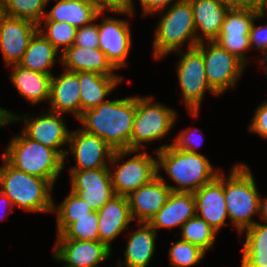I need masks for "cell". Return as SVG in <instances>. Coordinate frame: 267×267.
<instances>
[{"instance_id": "cell-1", "label": "cell", "mask_w": 267, "mask_h": 267, "mask_svg": "<svg viewBox=\"0 0 267 267\" xmlns=\"http://www.w3.org/2000/svg\"><path fill=\"white\" fill-rule=\"evenodd\" d=\"M136 115V96L107 100L79 117L84 131L97 135L114 150H130V138Z\"/></svg>"}, {"instance_id": "cell-2", "label": "cell", "mask_w": 267, "mask_h": 267, "mask_svg": "<svg viewBox=\"0 0 267 267\" xmlns=\"http://www.w3.org/2000/svg\"><path fill=\"white\" fill-rule=\"evenodd\" d=\"M158 172L162 167L176 186L168 185L175 192H196L213 181L216 169L201 153H189L176 149L172 144H164L155 151Z\"/></svg>"}, {"instance_id": "cell-3", "label": "cell", "mask_w": 267, "mask_h": 267, "mask_svg": "<svg viewBox=\"0 0 267 267\" xmlns=\"http://www.w3.org/2000/svg\"><path fill=\"white\" fill-rule=\"evenodd\" d=\"M224 175L225 204L228 218L240 235L256 223L252 218L259 214V192L249 166L241 163Z\"/></svg>"}, {"instance_id": "cell-4", "label": "cell", "mask_w": 267, "mask_h": 267, "mask_svg": "<svg viewBox=\"0 0 267 267\" xmlns=\"http://www.w3.org/2000/svg\"><path fill=\"white\" fill-rule=\"evenodd\" d=\"M3 158L18 170L46 179L53 187L65 168L64 159L54 149L28 138L22 131L11 139Z\"/></svg>"}, {"instance_id": "cell-5", "label": "cell", "mask_w": 267, "mask_h": 267, "mask_svg": "<svg viewBox=\"0 0 267 267\" xmlns=\"http://www.w3.org/2000/svg\"><path fill=\"white\" fill-rule=\"evenodd\" d=\"M2 159L0 191L10 198L14 207L30 212H52L53 186L46 179L18 170Z\"/></svg>"}, {"instance_id": "cell-6", "label": "cell", "mask_w": 267, "mask_h": 267, "mask_svg": "<svg viewBox=\"0 0 267 267\" xmlns=\"http://www.w3.org/2000/svg\"><path fill=\"white\" fill-rule=\"evenodd\" d=\"M185 42H189L188 49L199 43L190 0H179L160 18L153 41V57L160 59L168 53L180 51Z\"/></svg>"}, {"instance_id": "cell-7", "label": "cell", "mask_w": 267, "mask_h": 267, "mask_svg": "<svg viewBox=\"0 0 267 267\" xmlns=\"http://www.w3.org/2000/svg\"><path fill=\"white\" fill-rule=\"evenodd\" d=\"M150 96H136V115L130 138V150H142L144 143L161 140L172 130L176 111Z\"/></svg>"}, {"instance_id": "cell-8", "label": "cell", "mask_w": 267, "mask_h": 267, "mask_svg": "<svg viewBox=\"0 0 267 267\" xmlns=\"http://www.w3.org/2000/svg\"><path fill=\"white\" fill-rule=\"evenodd\" d=\"M137 152L139 150L127 149L115 150L113 153L110 163L117 168L113 171L110 168V176L116 195L128 196L132 191L158 176L157 158H153L148 153H142L141 150L140 153ZM131 154L135 155L126 161H119Z\"/></svg>"}, {"instance_id": "cell-9", "label": "cell", "mask_w": 267, "mask_h": 267, "mask_svg": "<svg viewBox=\"0 0 267 267\" xmlns=\"http://www.w3.org/2000/svg\"><path fill=\"white\" fill-rule=\"evenodd\" d=\"M181 56L177 63V76L182 91V98L192 116H197L200 111L201 102L207 90L218 94L209 86L207 81L205 62L202 51L196 46L187 48V51H177Z\"/></svg>"}, {"instance_id": "cell-10", "label": "cell", "mask_w": 267, "mask_h": 267, "mask_svg": "<svg viewBox=\"0 0 267 267\" xmlns=\"http://www.w3.org/2000/svg\"><path fill=\"white\" fill-rule=\"evenodd\" d=\"M197 47L203 54L209 86L218 95L235 87L246 65L214 41H201Z\"/></svg>"}, {"instance_id": "cell-11", "label": "cell", "mask_w": 267, "mask_h": 267, "mask_svg": "<svg viewBox=\"0 0 267 267\" xmlns=\"http://www.w3.org/2000/svg\"><path fill=\"white\" fill-rule=\"evenodd\" d=\"M258 14V7L229 9L225 14L220 34L213 40L245 65L249 62L245 54L250 50L249 32Z\"/></svg>"}, {"instance_id": "cell-12", "label": "cell", "mask_w": 267, "mask_h": 267, "mask_svg": "<svg viewBox=\"0 0 267 267\" xmlns=\"http://www.w3.org/2000/svg\"><path fill=\"white\" fill-rule=\"evenodd\" d=\"M63 114L49 111L42 112L38 117H28V115H14L13 121L23 120L24 128L22 132L30 139L37 141L44 146L54 149L64 160L67 149L60 148L64 144L68 145L71 130L67 129Z\"/></svg>"}, {"instance_id": "cell-13", "label": "cell", "mask_w": 267, "mask_h": 267, "mask_svg": "<svg viewBox=\"0 0 267 267\" xmlns=\"http://www.w3.org/2000/svg\"><path fill=\"white\" fill-rule=\"evenodd\" d=\"M68 146L65 158L67 159V155L71 153L76 159V164L69 169L70 171L108 167V162H111L115 151L102 138L81 128L70 133ZM69 150L72 152H69Z\"/></svg>"}, {"instance_id": "cell-14", "label": "cell", "mask_w": 267, "mask_h": 267, "mask_svg": "<svg viewBox=\"0 0 267 267\" xmlns=\"http://www.w3.org/2000/svg\"><path fill=\"white\" fill-rule=\"evenodd\" d=\"M71 191L97 212L116 194L111 181L110 168L70 171Z\"/></svg>"}, {"instance_id": "cell-15", "label": "cell", "mask_w": 267, "mask_h": 267, "mask_svg": "<svg viewBox=\"0 0 267 267\" xmlns=\"http://www.w3.org/2000/svg\"><path fill=\"white\" fill-rule=\"evenodd\" d=\"M53 257L66 263L64 267H98L111 256L105 243L99 240L57 239Z\"/></svg>"}, {"instance_id": "cell-16", "label": "cell", "mask_w": 267, "mask_h": 267, "mask_svg": "<svg viewBox=\"0 0 267 267\" xmlns=\"http://www.w3.org/2000/svg\"><path fill=\"white\" fill-rule=\"evenodd\" d=\"M37 31L38 24L33 21L7 15L0 18V50L7 66L21 61Z\"/></svg>"}, {"instance_id": "cell-17", "label": "cell", "mask_w": 267, "mask_h": 267, "mask_svg": "<svg viewBox=\"0 0 267 267\" xmlns=\"http://www.w3.org/2000/svg\"><path fill=\"white\" fill-rule=\"evenodd\" d=\"M102 20L97 24L99 48L117 70L122 69L126 66V58L132 45L130 23L127 20L107 16Z\"/></svg>"}, {"instance_id": "cell-18", "label": "cell", "mask_w": 267, "mask_h": 267, "mask_svg": "<svg viewBox=\"0 0 267 267\" xmlns=\"http://www.w3.org/2000/svg\"><path fill=\"white\" fill-rule=\"evenodd\" d=\"M220 169L218 176L208 184L193 193L196 215L204 219L218 232L228 218L224 193V173Z\"/></svg>"}, {"instance_id": "cell-19", "label": "cell", "mask_w": 267, "mask_h": 267, "mask_svg": "<svg viewBox=\"0 0 267 267\" xmlns=\"http://www.w3.org/2000/svg\"><path fill=\"white\" fill-rule=\"evenodd\" d=\"M159 174L151 182L132 191L128 202L132 219L148 223L149 220L166 204L172 190Z\"/></svg>"}, {"instance_id": "cell-20", "label": "cell", "mask_w": 267, "mask_h": 267, "mask_svg": "<svg viewBox=\"0 0 267 267\" xmlns=\"http://www.w3.org/2000/svg\"><path fill=\"white\" fill-rule=\"evenodd\" d=\"M97 213L99 241L111 249V241L123 233L133 220L127 196L115 195Z\"/></svg>"}, {"instance_id": "cell-21", "label": "cell", "mask_w": 267, "mask_h": 267, "mask_svg": "<svg viewBox=\"0 0 267 267\" xmlns=\"http://www.w3.org/2000/svg\"><path fill=\"white\" fill-rule=\"evenodd\" d=\"M80 82L75 72L64 70L59 77L51 78L50 111L60 114L73 113L81 116Z\"/></svg>"}, {"instance_id": "cell-22", "label": "cell", "mask_w": 267, "mask_h": 267, "mask_svg": "<svg viewBox=\"0 0 267 267\" xmlns=\"http://www.w3.org/2000/svg\"><path fill=\"white\" fill-rule=\"evenodd\" d=\"M59 60L67 71L94 72L105 76H117V70L100 48H86L72 45L61 55Z\"/></svg>"}, {"instance_id": "cell-23", "label": "cell", "mask_w": 267, "mask_h": 267, "mask_svg": "<svg viewBox=\"0 0 267 267\" xmlns=\"http://www.w3.org/2000/svg\"><path fill=\"white\" fill-rule=\"evenodd\" d=\"M196 215L195 199L192 192L172 191L166 204L149 220L148 224L156 231L160 228L181 226Z\"/></svg>"}, {"instance_id": "cell-24", "label": "cell", "mask_w": 267, "mask_h": 267, "mask_svg": "<svg viewBox=\"0 0 267 267\" xmlns=\"http://www.w3.org/2000/svg\"><path fill=\"white\" fill-rule=\"evenodd\" d=\"M190 3L197 40L213 41L220 34L225 14L229 9L217 0H190ZM197 31H201V35Z\"/></svg>"}, {"instance_id": "cell-25", "label": "cell", "mask_w": 267, "mask_h": 267, "mask_svg": "<svg viewBox=\"0 0 267 267\" xmlns=\"http://www.w3.org/2000/svg\"><path fill=\"white\" fill-rule=\"evenodd\" d=\"M11 83L18 93L32 104L50 100L53 75L25 69L18 64L11 65Z\"/></svg>"}, {"instance_id": "cell-26", "label": "cell", "mask_w": 267, "mask_h": 267, "mask_svg": "<svg viewBox=\"0 0 267 267\" xmlns=\"http://www.w3.org/2000/svg\"><path fill=\"white\" fill-rule=\"evenodd\" d=\"M138 229L133 231L127 241L124 251V261H118L119 267H147L155 253L157 232L144 222L136 223Z\"/></svg>"}, {"instance_id": "cell-27", "label": "cell", "mask_w": 267, "mask_h": 267, "mask_svg": "<svg viewBox=\"0 0 267 267\" xmlns=\"http://www.w3.org/2000/svg\"><path fill=\"white\" fill-rule=\"evenodd\" d=\"M80 82L81 115L106 102L105 99L122 81V76H105L94 72H75Z\"/></svg>"}, {"instance_id": "cell-28", "label": "cell", "mask_w": 267, "mask_h": 267, "mask_svg": "<svg viewBox=\"0 0 267 267\" xmlns=\"http://www.w3.org/2000/svg\"><path fill=\"white\" fill-rule=\"evenodd\" d=\"M99 12L94 4L80 0H59L50 12L44 15V22H67L76 29L98 19Z\"/></svg>"}, {"instance_id": "cell-29", "label": "cell", "mask_w": 267, "mask_h": 267, "mask_svg": "<svg viewBox=\"0 0 267 267\" xmlns=\"http://www.w3.org/2000/svg\"><path fill=\"white\" fill-rule=\"evenodd\" d=\"M60 53L50 41L37 31L31 38L18 65L28 70L53 75L49 69L56 62L57 54L61 55Z\"/></svg>"}, {"instance_id": "cell-30", "label": "cell", "mask_w": 267, "mask_h": 267, "mask_svg": "<svg viewBox=\"0 0 267 267\" xmlns=\"http://www.w3.org/2000/svg\"><path fill=\"white\" fill-rule=\"evenodd\" d=\"M243 232L246 235L241 267H267V222H256Z\"/></svg>"}, {"instance_id": "cell-31", "label": "cell", "mask_w": 267, "mask_h": 267, "mask_svg": "<svg viewBox=\"0 0 267 267\" xmlns=\"http://www.w3.org/2000/svg\"><path fill=\"white\" fill-rule=\"evenodd\" d=\"M52 212L57 215V235H59L70 223L74 222V218L89 217L94 211L86 201L70 191L59 206L56 207L53 204Z\"/></svg>"}, {"instance_id": "cell-32", "label": "cell", "mask_w": 267, "mask_h": 267, "mask_svg": "<svg viewBox=\"0 0 267 267\" xmlns=\"http://www.w3.org/2000/svg\"><path fill=\"white\" fill-rule=\"evenodd\" d=\"M181 239L207 252L216 238L217 232L202 218L195 215L181 226Z\"/></svg>"}, {"instance_id": "cell-33", "label": "cell", "mask_w": 267, "mask_h": 267, "mask_svg": "<svg viewBox=\"0 0 267 267\" xmlns=\"http://www.w3.org/2000/svg\"><path fill=\"white\" fill-rule=\"evenodd\" d=\"M50 0H5L6 15L23 18L42 25L44 8Z\"/></svg>"}, {"instance_id": "cell-34", "label": "cell", "mask_w": 267, "mask_h": 267, "mask_svg": "<svg viewBox=\"0 0 267 267\" xmlns=\"http://www.w3.org/2000/svg\"><path fill=\"white\" fill-rule=\"evenodd\" d=\"M38 31L63 53L74 44L77 29L67 22H44V28L38 25Z\"/></svg>"}, {"instance_id": "cell-35", "label": "cell", "mask_w": 267, "mask_h": 267, "mask_svg": "<svg viewBox=\"0 0 267 267\" xmlns=\"http://www.w3.org/2000/svg\"><path fill=\"white\" fill-rule=\"evenodd\" d=\"M57 239L99 240L98 213L93 212L89 217L74 218V222L57 235Z\"/></svg>"}, {"instance_id": "cell-36", "label": "cell", "mask_w": 267, "mask_h": 267, "mask_svg": "<svg viewBox=\"0 0 267 267\" xmlns=\"http://www.w3.org/2000/svg\"><path fill=\"white\" fill-rule=\"evenodd\" d=\"M169 248L170 265L173 267H189L198 264L205 256V251L187 241L179 239L171 242Z\"/></svg>"}, {"instance_id": "cell-37", "label": "cell", "mask_w": 267, "mask_h": 267, "mask_svg": "<svg viewBox=\"0 0 267 267\" xmlns=\"http://www.w3.org/2000/svg\"><path fill=\"white\" fill-rule=\"evenodd\" d=\"M196 132H199L197 128H188L186 130H182L180 134H178V136L173 139V142L171 144L176 149L182 151L189 153H199L197 152L196 148H199V146L201 145L203 137H201V134L199 135V133Z\"/></svg>"}, {"instance_id": "cell-38", "label": "cell", "mask_w": 267, "mask_h": 267, "mask_svg": "<svg viewBox=\"0 0 267 267\" xmlns=\"http://www.w3.org/2000/svg\"><path fill=\"white\" fill-rule=\"evenodd\" d=\"M94 22L77 29L74 45L86 48H99L98 25Z\"/></svg>"}, {"instance_id": "cell-39", "label": "cell", "mask_w": 267, "mask_h": 267, "mask_svg": "<svg viewBox=\"0 0 267 267\" xmlns=\"http://www.w3.org/2000/svg\"><path fill=\"white\" fill-rule=\"evenodd\" d=\"M133 2V0H94V6L99 12L110 10L115 14L132 16L135 10Z\"/></svg>"}, {"instance_id": "cell-40", "label": "cell", "mask_w": 267, "mask_h": 267, "mask_svg": "<svg viewBox=\"0 0 267 267\" xmlns=\"http://www.w3.org/2000/svg\"><path fill=\"white\" fill-rule=\"evenodd\" d=\"M248 129L264 139L267 138V101L256 108Z\"/></svg>"}, {"instance_id": "cell-41", "label": "cell", "mask_w": 267, "mask_h": 267, "mask_svg": "<svg viewBox=\"0 0 267 267\" xmlns=\"http://www.w3.org/2000/svg\"><path fill=\"white\" fill-rule=\"evenodd\" d=\"M260 18H263L260 14H258L251 26L249 32V40H250V49L257 48L259 51H264L267 49V24L265 25H255V21Z\"/></svg>"}, {"instance_id": "cell-42", "label": "cell", "mask_w": 267, "mask_h": 267, "mask_svg": "<svg viewBox=\"0 0 267 267\" xmlns=\"http://www.w3.org/2000/svg\"><path fill=\"white\" fill-rule=\"evenodd\" d=\"M172 1V4H174L179 0H139L142 7V14L144 16L163 13L164 10L169 7V5H172L170 4Z\"/></svg>"}, {"instance_id": "cell-43", "label": "cell", "mask_w": 267, "mask_h": 267, "mask_svg": "<svg viewBox=\"0 0 267 267\" xmlns=\"http://www.w3.org/2000/svg\"><path fill=\"white\" fill-rule=\"evenodd\" d=\"M228 9L258 7L259 0H217Z\"/></svg>"}, {"instance_id": "cell-44", "label": "cell", "mask_w": 267, "mask_h": 267, "mask_svg": "<svg viewBox=\"0 0 267 267\" xmlns=\"http://www.w3.org/2000/svg\"><path fill=\"white\" fill-rule=\"evenodd\" d=\"M3 206V207H2ZM4 207H5V209H7L8 208V210H6V213L10 210H12V209H14L13 207H14V205H13V203H12V201L10 200V198L8 197V196H6L5 194H3L1 191H0V210H2V211H0L1 212V216H0V220L2 219H4L5 218V212L3 211V209H4ZM4 209V210H5ZM4 212V213H3ZM4 214V215H3Z\"/></svg>"}, {"instance_id": "cell-45", "label": "cell", "mask_w": 267, "mask_h": 267, "mask_svg": "<svg viewBox=\"0 0 267 267\" xmlns=\"http://www.w3.org/2000/svg\"><path fill=\"white\" fill-rule=\"evenodd\" d=\"M14 115L13 112L0 107V127L11 123Z\"/></svg>"}, {"instance_id": "cell-46", "label": "cell", "mask_w": 267, "mask_h": 267, "mask_svg": "<svg viewBox=\"0 0 267 267\" xmlns=\"http://www.w3.org/2000/svg\"><path fill=\"white\" fill-rule=\"evenodd\" d=\"M259 215L262 217L263 222H267V197H259Z\"/></svg>"}, {"instance_id": "cell-47", "label": "cell", "mask_w": 267, "mask_h": 267, "mask_svg": "<svg viewBox=\"0 0 267 267\" xmlns=\"http://www.w3.org/2000/svg\"><path fill=\"white\" fill-rule=\"evenodd\" d=\"M258 10H259V14L262 17H264L265 14L267 16V0H259Z\"/></svg>"}, {"instance_id": "cell-48", "label": "cell", "mask_w": 267, "mask_h": 267, "mask_svg": "<svg viewBox=\"0 0 267 267\" xmlns=\"http://www.w3.org/2000/svg\"><path fill=\"white\" fill-rule=\"evenodd\" d=\"M6 15L5 0H0V18Z\"/></svg>"}, {"instance_id": "cell-49", "label": "cell", "mask_w": 267, "mask_h": 267, "mask_svg": "<svg viewBox=\"0 0 267 267\" xmlns=\"http://www.w3.org/2000/svg\"><path fill=\"white\" fill-rule=\"evenodd\" d=\"M264 54H265V58H263L262 60H260L261 61V63L264 65V63L267 61V49H265L264 51H262ZM264 66H266L265 67V74H267V65H264Z\"/></svg>"}, {"instance_id": "cell-50", "label": "cell", "mask_w": 267, "mask_h": 267, "mask_svg": "<svg viewBox=\"0 0 267 267\" xmlns=\"http://www.w3.org/2000/svg\"><path fill=\"white\" fill-rule=\"evenodd\" d=\"M80 1H84V2H87V3H92V4H94V0H80Z\"/></svg>"}]
</instances>
